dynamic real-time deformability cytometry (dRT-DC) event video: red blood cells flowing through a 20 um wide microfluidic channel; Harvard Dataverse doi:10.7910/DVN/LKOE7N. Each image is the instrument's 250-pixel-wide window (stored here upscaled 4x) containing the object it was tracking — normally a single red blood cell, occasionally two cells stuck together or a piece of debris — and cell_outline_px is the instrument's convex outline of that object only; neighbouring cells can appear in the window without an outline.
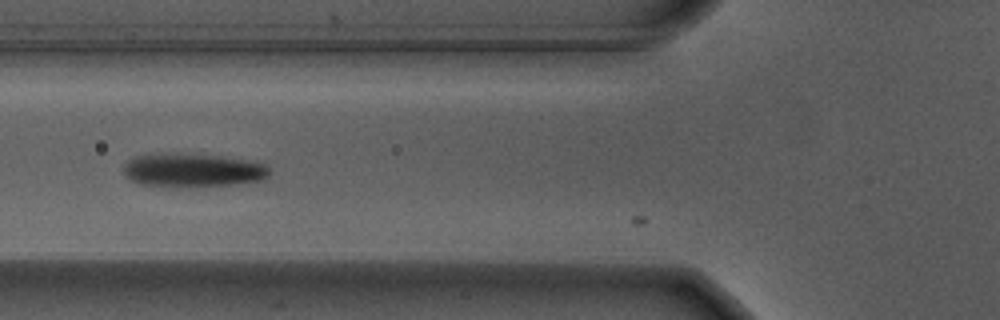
{"species": "Egyptian fruit bat (a non-hibernating species)", "species_latin": "Rousettus aegyptiacus", "temperature_condition": "warm", "stored_images_in_passage": 5, "camera_frame_rate_fps": 3000, "um_per_image_px": 0.085, "animal": {"sex": "male"}, "frame": {"image": 1, "passage_image": 3, "time_ms": 0.667, "image_size_px": [1000, 320], "cell_outline_px": [[268, 176], [260, 180], [232, 184], [172, 188], [164, 188], [140, 184], [128, 180], [124, 176], [124, 164], [128, 160], [136, 156], [152, 152], [160, 152], [220, 156], [264, 164], [268, 168]], "centroid_in_image_um": [16.22, 14.48], "position_along_channel_um": 109.6, "area_um2": 28.96}}